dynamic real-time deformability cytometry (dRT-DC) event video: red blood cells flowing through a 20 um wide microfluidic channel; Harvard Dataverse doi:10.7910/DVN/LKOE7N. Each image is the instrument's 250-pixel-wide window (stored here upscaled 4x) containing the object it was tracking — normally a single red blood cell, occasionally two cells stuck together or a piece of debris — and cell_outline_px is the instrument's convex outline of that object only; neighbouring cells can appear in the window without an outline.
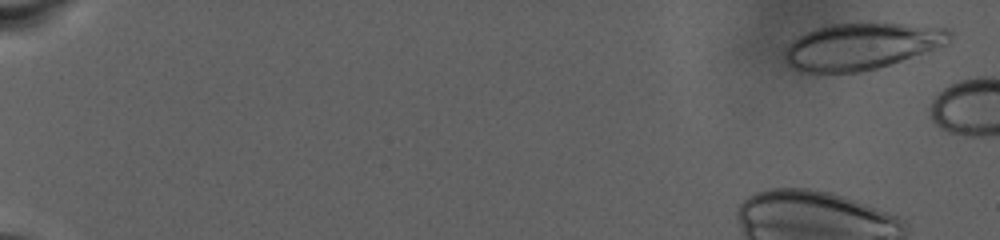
{"species": "human", "species_latin": "Homo sapiens", "temperature_condition": "warm", "stored_images_in_passage": 17, "camera_frame_rate_fps": 3000, "um_per_image_px": 0.085, "donor": {"sex": "male"}, "frame": {"image": 1, "passage_image": 3, "time_ms": 0.667, "image_size_px": [1000, 240], "cell_outline_px": [[952, 32], [948, 44], [876, 68], [860, 72], [804, 72], [792, 68], [788, 64], [784, 52], [788, 44], [800, 36], [816, 28], [832, 24], [904, 24], [948, 28]], "centroid_in_image_um": [73.22, 3.93], "position_along_channel_um": 11.8, "area_um2": 43.93}}